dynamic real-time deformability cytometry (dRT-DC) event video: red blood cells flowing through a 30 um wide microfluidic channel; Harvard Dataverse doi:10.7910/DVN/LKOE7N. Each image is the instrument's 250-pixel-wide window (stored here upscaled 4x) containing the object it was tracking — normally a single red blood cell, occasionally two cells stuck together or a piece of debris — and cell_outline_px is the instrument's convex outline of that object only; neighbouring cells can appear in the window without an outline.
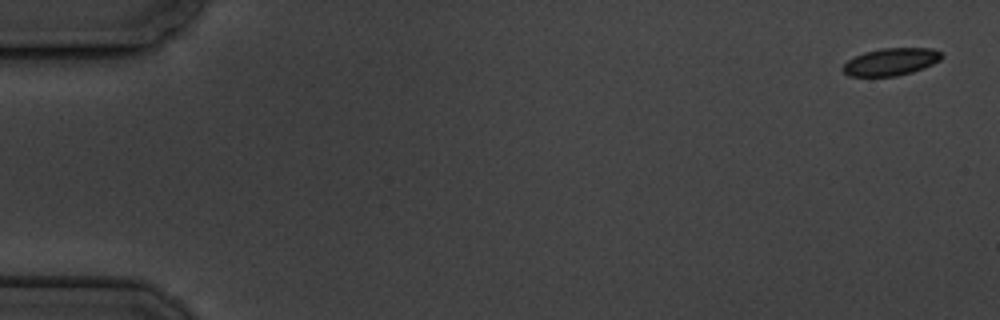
{"species": "common noctule bat (a hibernating species)", "species_latin": "Nyctalus noctula", "temperature_condition": "cold", "stored_images_in_passage": 6, "camera_frame_rate_fps": 3000, "um_per_image_px": 0.085, "animal": {"sex": "male", "body_mass_g": 19.5, "forearm_length_mm": 54.6}, "frame": {"image": 1, "passage_image": 1, "time_ms": 0.0, "image_size_px": [1000, 320], "cell_outline_px": [[944, 56], [940, 60], [924, 68], [912, 72], [896, 76], [848, 76], [840, 68], [848, 60], [864, 52], [880, 48], [932, 48], [940, 52]], "centroid_in_image_um": [75.72, 5.25], "position_along_channel_um": 9.3, "area_um2": 15.78}}
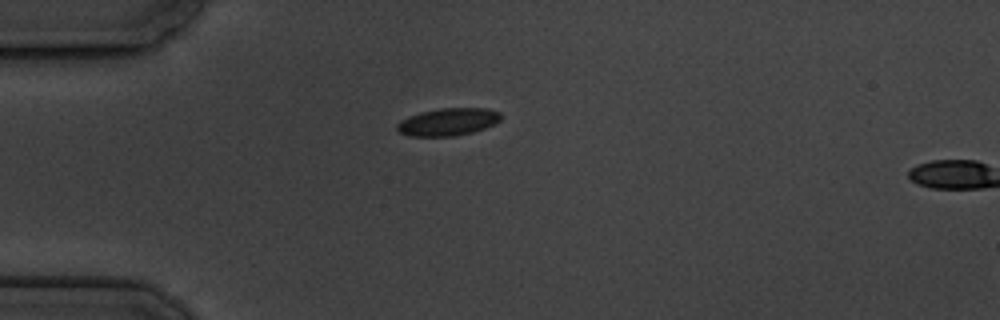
{"frame": {"image": 2, "passage_image": 5, "time_ms": 4.667, "image_size_px": [1000, 320], "cell_outline_px": [[500, 120], [484, 128], [472, 132], [452, 136], [408, 136], [400, 132], [396, 128], [396, 124], [400, 120], [408, 116], [420, 112], [440, 108], [488, 108], [500, 112]], "centroid_in_image_um": [38.04, 10.35], "position_along_channel_um": 47.0, "area_um2": 16.59}}